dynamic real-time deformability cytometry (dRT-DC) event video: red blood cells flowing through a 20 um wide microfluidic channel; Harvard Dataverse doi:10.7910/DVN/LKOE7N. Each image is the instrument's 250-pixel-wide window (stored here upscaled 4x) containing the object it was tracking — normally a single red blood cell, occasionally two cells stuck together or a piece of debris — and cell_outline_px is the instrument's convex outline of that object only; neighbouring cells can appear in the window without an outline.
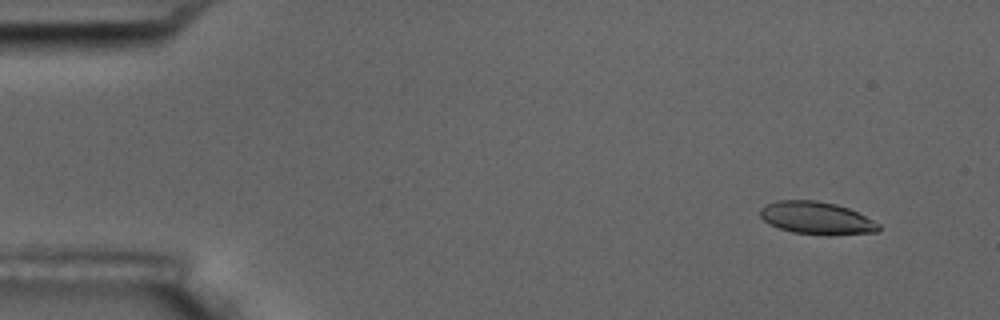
{"species": "common noctule bat (a hibernating species)", "species_latin": "Nyctalus noctula", "temperature_condition": "room temperature", "stored_images_in_passage": 7, "camera_frame_rate_fps": 3000, "um_per_image_px": 0.085, "animal": {"sex": "male", "body_mass_g": 17.5, "forearm_length_mm": 52.3}, "frame": {"image": 1, "passage_image": 2, "time_ms": 1.0, "image_size_px": [1000, 320], "cell_outline_px": [[880, 232], [828, 236], [792, 232], [768, 224], [760, 216], [760, 208], [768, 204], [780, 200], [816, 200], [836, 204], [848, 208], [880, 224]], "centroid_in_image_um": [69.43, 18.55], "position_along_channel_um": 15.6, "area_um2": 22.6}}
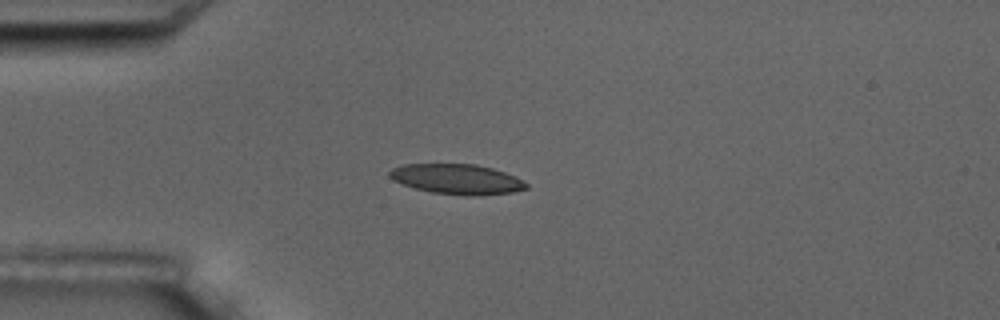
{"frame": {"image": 2, "passage_image": 5, "time_ms": 4.333, "image_size_px": [1000, 320], "cell_outline_px": [[528, 188], [512, 192], [480, 196], [468, 196], [432, 192], [416, 188], [392, 180], [388, 176], [388, 172], [392, 168], [404, 164], [476, 164], [492, 168], [516, 176], [528, 184]], "centroid_in_image_um": [38.85, 15.23], "position_along_channel_um": 46.1, "area_um2": 24.04}}
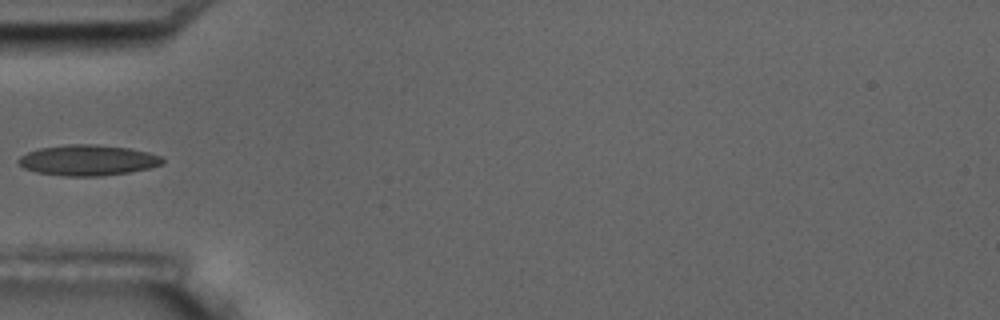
{"frame": {"image": 3, "passage_image": 6, "time_ms": 5.667, "image_size_px": [1000, 320], "cell_outline_px": [[164, 164], [148, 168], [128, 172], [100, 176], [64, 176], [36, 172], [24, 168], [16, 160], [20, 156], [28, 152], [40, 148], [68, 144], [96, 144], [128, 148], [148, 152], [160, 156], [164, 160]], "centroid_in_image_um": [7.45, 13.61], "position_along_channel_um": 77.5, "area_um2": 25.66}}